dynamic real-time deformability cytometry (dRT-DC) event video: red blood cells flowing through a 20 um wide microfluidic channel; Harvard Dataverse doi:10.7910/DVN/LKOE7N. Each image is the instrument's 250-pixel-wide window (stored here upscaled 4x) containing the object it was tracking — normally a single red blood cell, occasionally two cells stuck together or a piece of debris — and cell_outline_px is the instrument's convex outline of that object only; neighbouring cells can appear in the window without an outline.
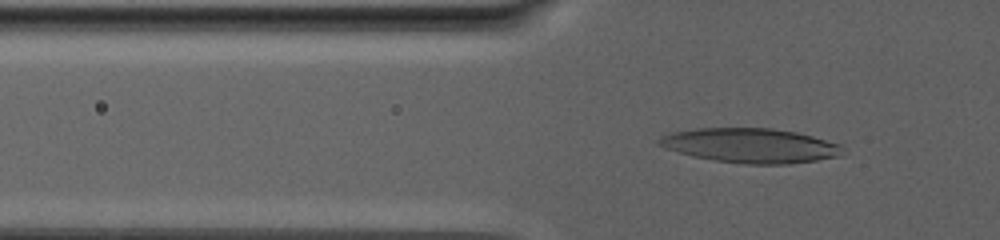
{"species": "human", "species_latin": "Homo sapiens", "temperature_condition": "warm", "stored_images_in_passage": 89, "camera_frame_rate_fps": 3000, "um_per_image_px": 0.085, "donor": {"sex": "male"}, "frame": {"image": 1, "passage_image": 32, "time_ms": 10.333, "image_size_px": [1000, 240], "cell_outline_px": [[840, 156], [816, 160], [788, 164], [748, 164], [716, 160], [692, 156], [656, 144], [656, 140], [660, 136], [672, 132], [696, 128], [772, 128], [796, 132], [812, 136], [840, 144]], "centroid_in_image_um": [63.75, 12.36], "position_along_channel_um": 62.0, "area_um2": 36.65}}
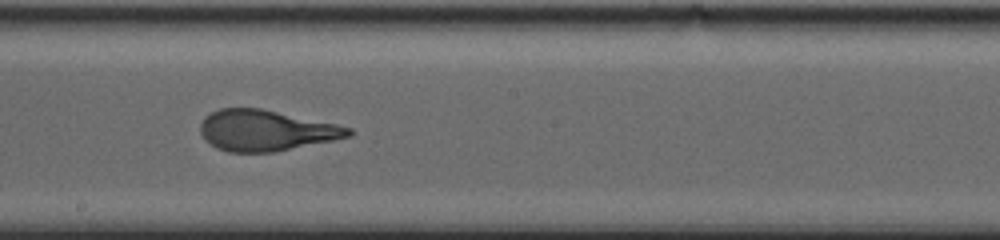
{"frame": {"image": 2, "passage_image": 54, "time_ms": 17.667, "image_size_px": [1000, 240], "cell_outline_px": [[352, 136], [272, 152], [228, 152], [216, 148], [204, 140], [200, 132], [200, 124], [204, 116], [220, 108], [260, 108], [336, 124], [352, 128]], "centroid_in_image_um": [22.55, 11.09], "position_along_channel_um": 225.6, "area_um2": 35.08}}
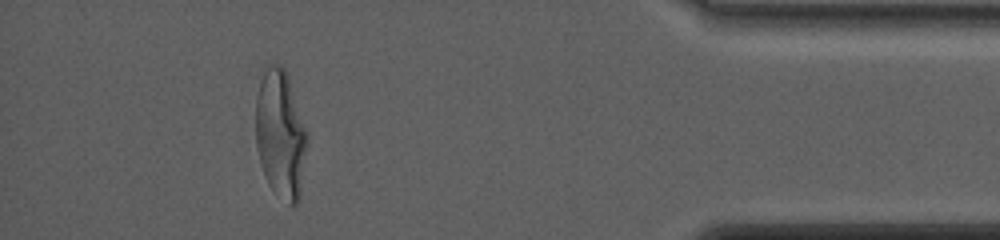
{"frame": {"image": 3, "passage_image": 82, "time_ms": 27.0, "image_size_px": [1000, 240], "cell_outline_px": [[308, 144], [300, 196], [296, 204], [292, 208], [268, 184], [260, 160], [256, 144], [256, 96], [260, 80], [268, 64], [280, 64], [284, 68], [288, 76], [308, 132]], "centroid_in_image_um": [23.87, 11.4], "position_along_channel_um": 411.3, "area_um2": 38.61}, "authors_computed_cell_mechanics": {"area_um2": 37.57, "velocity_mm_per_s": 2.4129, "shape_relaxation_time_tau1_ms": 8.231, "shape_relaxation_time_tau2_ms": 1.3553, "deformation_change_tau1": 0.2587, "deformation_change_tau2": 0.0953}}